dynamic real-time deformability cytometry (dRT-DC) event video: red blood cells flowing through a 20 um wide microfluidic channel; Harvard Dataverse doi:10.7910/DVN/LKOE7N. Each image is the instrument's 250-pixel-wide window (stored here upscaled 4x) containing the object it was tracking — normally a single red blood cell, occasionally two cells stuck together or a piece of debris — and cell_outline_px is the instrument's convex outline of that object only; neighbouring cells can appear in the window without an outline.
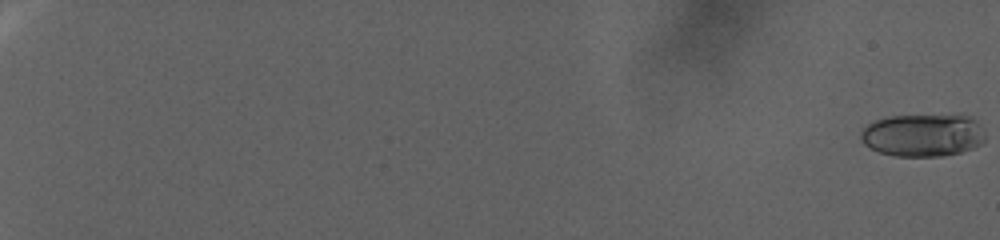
{"species": "human", "species_latin": "Homo sapiens", "temperature_condition": "warm", "stored_images_in_passage": 94, "camera_frame_rate_fps": 3000, "um_per_image_px": 0.085, "donor": {"sex": "female"}, "frame": {"image": 1, "passage_image": 1, "time_ms": 0.0, "image_size_px": [1000, 240], "cell_outline_px": [[984, 140], [980, 144], [972, 148], [960, 152], [940, 156], [896, 156], [880, 152], [864, 144], [860, 136], [860, 132], [868, 124], [876, 120], [888, 116], [968, 116], [976, 120], [984, 132]], "centroid_in_image_um": [78.43, 11.5], "position_along_channel_um": 6.6, "area_um2": 30.52}}
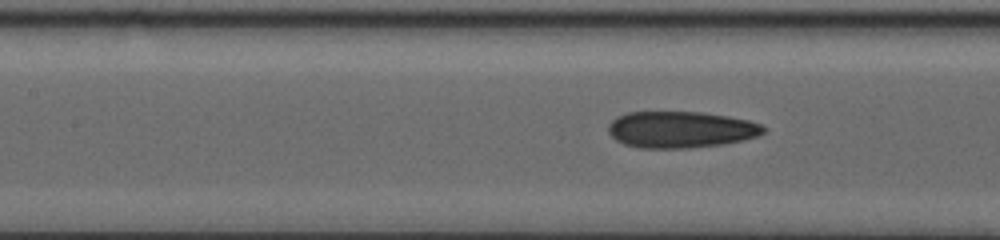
{"frame": {"image": 2, "passage_image": 52, "time_ms": 17.0, "image_size_px": [1000, 240], "cell_outline_px": [[768, 128], [760, 136], [744, 140], [724, 144], [688, 148], [640, 148], [624, 144], [616, 140], [608, 132], [608, 124], [616, 116], [628, 112], [704, 112], [728, 116], [748, 120], [760, 124]], "centroid_in_image_um": [57.88, 11.01], "position_along_channel_um": 149.5, "area_um2": 33.35}}
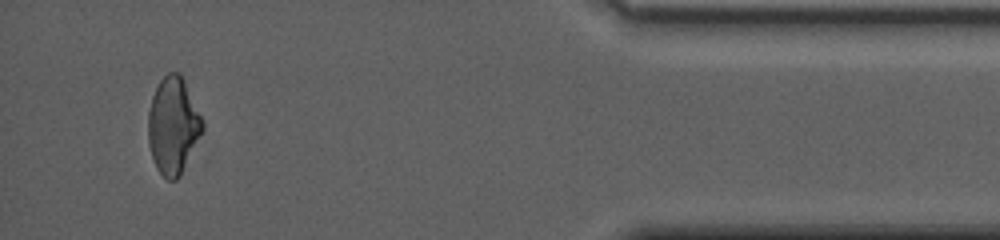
{"frame": {"image": 3, "passage_image": 90, "time_ms": 29.667, "image_size_px": [1000, 240], "cell_outline_px": [[204, 128], [180, 176], [176, 180], [168, 180], [156, 168], [148, 144], [148, 112], [152, 96], [160, 80], [168, 72], [180, 72], [204, 120]], "centroid_in_image_um": [14.71, 10.66], "position_along_channel_um": 420.5, "area_um2": 30.63}, "authors_computed_cell_mechanics": {"area_um2": 31.3854, "velocity_mm_per_s": 2.4785, "shape_relaxation_time_tau1_ms": null, "shape_relaxation_time_tau2_ms": 2.1405, "deformation_change_tau1": null, "deformation_change_tau2": 0.0886}}